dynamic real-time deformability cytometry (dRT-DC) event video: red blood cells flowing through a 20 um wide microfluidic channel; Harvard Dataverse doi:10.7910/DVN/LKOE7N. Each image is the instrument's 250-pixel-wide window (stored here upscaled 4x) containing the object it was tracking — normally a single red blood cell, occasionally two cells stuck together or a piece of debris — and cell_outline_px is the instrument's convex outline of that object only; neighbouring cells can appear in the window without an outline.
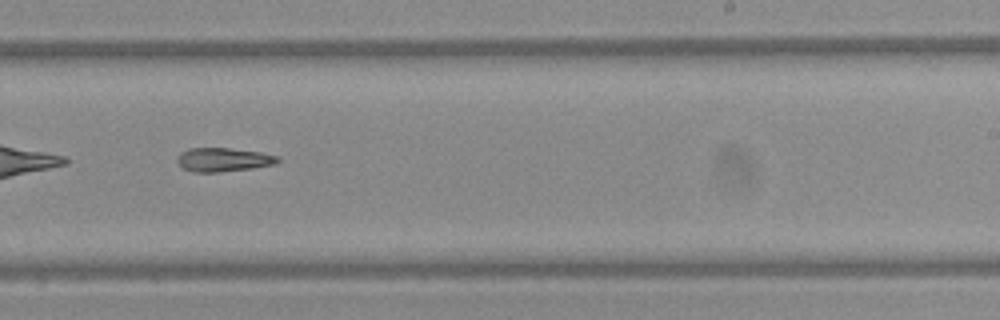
{"species": "Egyptian fruit bat (a non-hibernating species)", "species_latin": "Rousettus aegyptiacus", "temperature_condition": "warm", "stored_images_in_passage": 38, "camera_frame_rate_fps": 3000, "um_per_image_px": 0.085, "frame": {"image": 1, "passage_image": 17, "time_ms": 5.333, "image_size_px": [1000, 320], "cell_outline_px": [[280, 160], [276, 164], [252, 168], [220, 172], [192, 172], [184, 168], [176, 160], [176, 156], [180, 152], [188, 148], [228, 148], [260, 152], [280, 156]], "centroid_in_image_um": [18.98, 13.57], "position_along_channel_um": 270.0, "area_um2": 14.05}}